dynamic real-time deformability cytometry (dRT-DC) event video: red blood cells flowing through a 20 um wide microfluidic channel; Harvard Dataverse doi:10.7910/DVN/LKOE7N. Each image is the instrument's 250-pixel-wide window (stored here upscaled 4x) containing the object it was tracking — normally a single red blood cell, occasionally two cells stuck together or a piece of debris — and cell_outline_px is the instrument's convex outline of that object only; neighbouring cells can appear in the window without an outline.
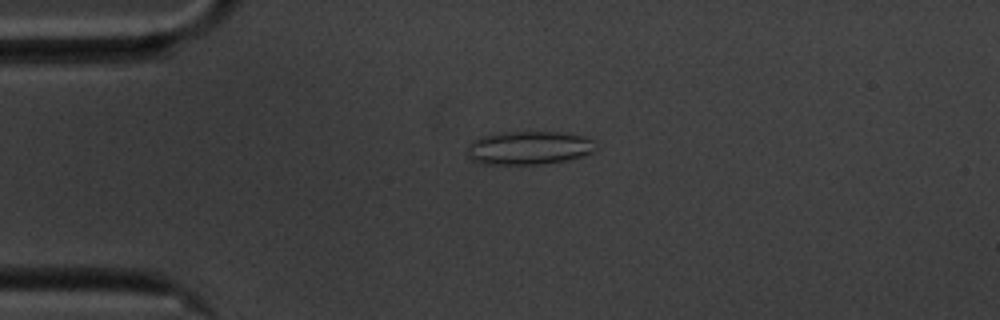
{"species": "common noctule bat (a hibernating species)", "species_latin": "Nyctalus noctula", "temperature_condition": "cold", "stored_images_in_passage": 57, "camera_frame_rate_fps": 3000, "um_per_image_px": 0.085, "animal": {"sex": "male", "body_mass_g": 20.1, "forearm_length_mm": 53.5}, "frame": {"image": 1, "passage_image": 13, "time_ms": 4.0, "image_size_px": [1000, 320], "cell_outline_px": [[596, 148], [592, 152], [584, 156], [544, 164], [484, 164], [472, 160], [468, 156], [468, 144], [472, 140], [480, 136], [504, 132], [564, 132], [584, 136], [592, 140]], "centroid_in_image_um": [44.94, 12.56], "position_along_channel_um": 40.1, "area_um2": 25.14}}
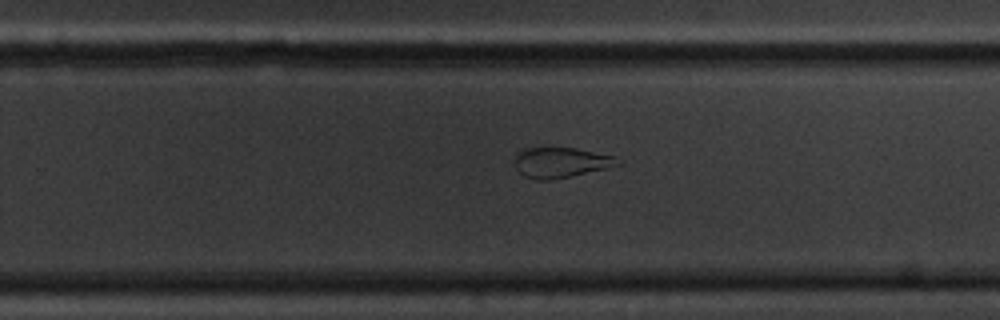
{"frame": {"image": 2, "passage_image": 36, "time_ms": 11.667, "image_size_px": [1000, 320], "cell_outline_px": [[624, 164], [608, 168], [572, 176], [548, 180], [536, 180], [524, 176], [516, 168], [516, 152], [520, 148], [576, 148], [616, 156]], "centroid_in_image_um": [47.71, 13.81], "position_along_channel_um": 282.1, "area_um2": 18.38}}
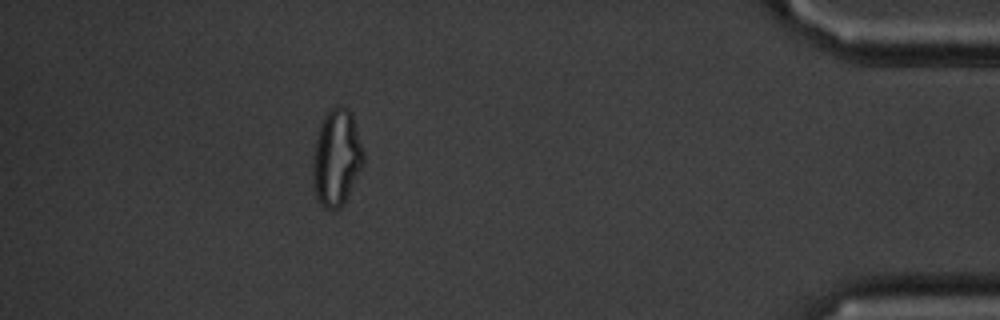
{"frame": {"image": 3, "passage_image": 51, "time_ms": 16.667, "image_size_px": [1000, 320], "cell_outline_px": [[364, 164], [340, 208], [332, 212], [324, 208], [320, 204], [316, 196], [312, 184], [312, 156], [320, 124], [324, 116], [336, 104], [348, 108], [352, 112], [364, 152]], "centroid_in_image_um": [28.59, 13.41], "position_along_channel_um": 406.6, "area_um2": 28.84}, "authors_computed_cell_mechanics": {"area_um2": 24.4494, "velocity_mm_per_s": 3.4964, "shape_relaxation_time_tau1_ms": null, "shape_relaxation_time_tau2_ms": 2.5535, "deformation_change_tau1": null, "deformation_change_tau2": 0.1076}}